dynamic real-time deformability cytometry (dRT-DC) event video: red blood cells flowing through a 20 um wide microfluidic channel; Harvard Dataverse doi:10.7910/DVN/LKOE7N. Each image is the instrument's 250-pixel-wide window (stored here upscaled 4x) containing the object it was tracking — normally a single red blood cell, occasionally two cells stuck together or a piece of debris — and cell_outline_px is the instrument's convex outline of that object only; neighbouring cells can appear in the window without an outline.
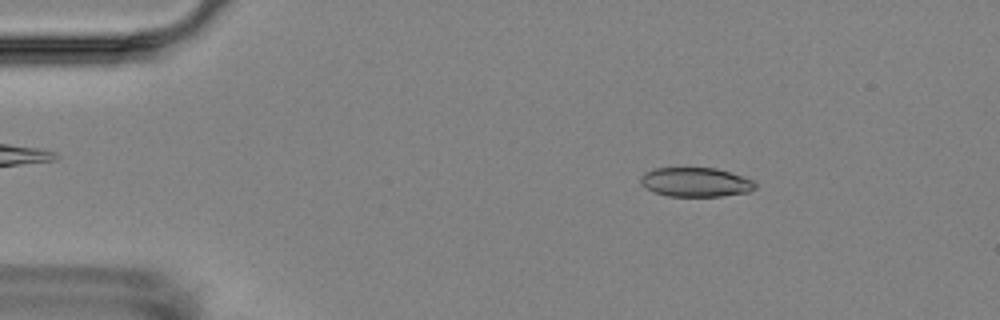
{"species": "Egyptian fruit bat (a non-hibernating species)", "species_latin": "Rousettus aegyptiacus", "temperature_condition": "room temperature", "stored_images_in_passage": 5, "camera_frame_rate_fps": 3000, "um_per_image_px": 0.085, "animal": {"sex": "female"}, "frame": {"image": 1, "passage_image": 2, "time_ms": 2.0, "image_size_px": [1000, 320], "cell_outline_px": [[756, 188], [748, 192], [720, 196], [668, 196], [652, 192], [640, 184], [640, 176], [644, 172], [656, 168], [716, 168], [752, 180], [756, 184]], "centroid_in_image_um": [59.07, 15.49], "position_along_channel_um": 25.9, "area_um2": 19.48}}
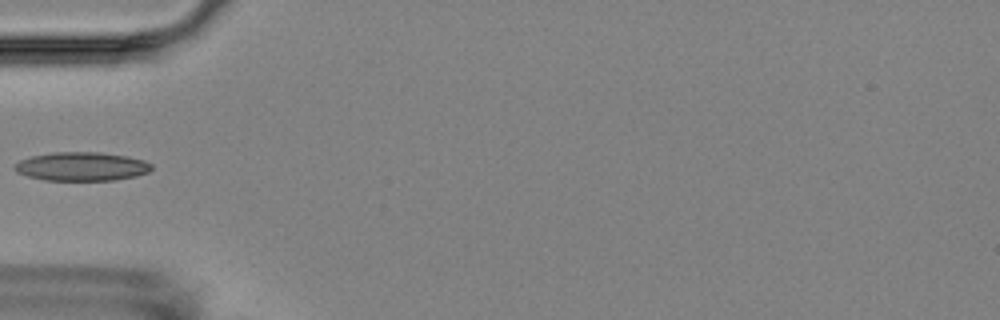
{"frame": {"image": 2, "passage_image": 5, "time_ms": 5.333, "image_size_px": [1000, 320], "cell_outline_px": [[152, 168], [148, 172], [136, 176], [112, 180], [44, 180], [28, 176], [16, 172], [12, 168], [20, 160], [32, 156], [52, 152], [100, 152], [128, 156], [144, 160], [152, 164]], "centroid_in_image_um": [6.94, 14.14], "position_along_channel_um": 78.1, "area_um2": 22.95}}